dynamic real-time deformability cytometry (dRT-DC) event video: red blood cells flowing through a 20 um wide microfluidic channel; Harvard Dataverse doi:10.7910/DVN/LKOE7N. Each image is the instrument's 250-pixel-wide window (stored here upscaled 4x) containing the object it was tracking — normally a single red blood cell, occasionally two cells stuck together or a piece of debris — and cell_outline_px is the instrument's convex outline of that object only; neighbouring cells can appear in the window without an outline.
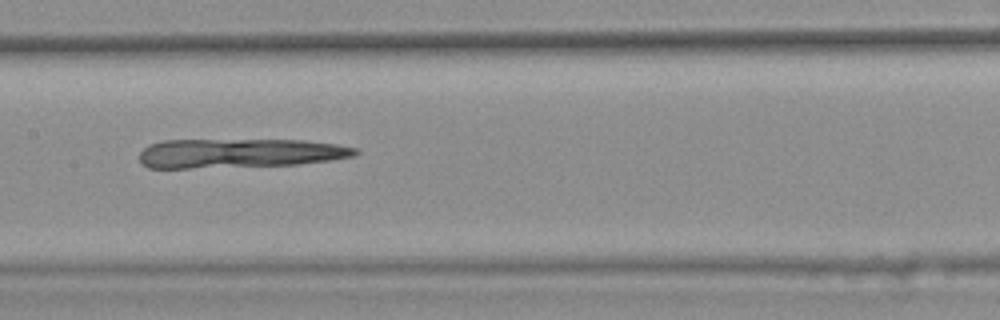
{"species": "common noctule bat (a hibernating species)", "species_latin": "Nyctalus noctula", "temperature_condition": "warm", "stored_images_in_passage": 33, "camera_frame_rate_fps": 3000, "um_per_image_px": 0.085, "animal": {"sex": "female", "body_mass_g": 25.1}, "frame": {"image": 1, "passage_image": 12, "time_ms": 3.667, "image_size_px": [1000, 320], "cell_outline_px": [[360, 152], [356, 156], [332, 160], [300, 164], [192, 168], [148, 168], [140, 160], [140, 152], [148, 144], [164, 140], [304, 140], [336, 144], [360, 148]], "centroid_in_image_um": [20.41, 13.02], "position_along_channel_um": 187.0, "area_um2": 36.99}}
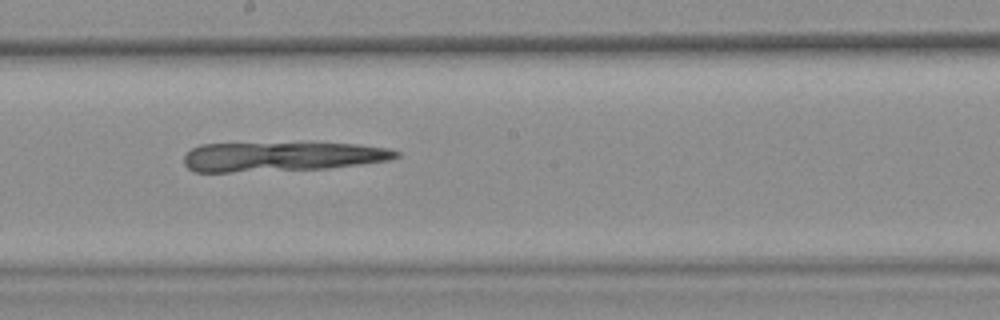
{"frame": {"image": 2, "passage_image": 15, "time_ms": 4.667, "image_size_px": [1000, 320], "cell_outline_px": [[400, 156], [388, 160], [360, 164], [328, 168], [228, 172], [192, 172], [184, 164], [184, 156], [192, 148], [200, 144], [356, 144], [388, 148], [400, 152]], "centroid_in_image_um": [23.92, 13.32], "position_along_channel_um": 224.3, "area_um2": 35.84}}